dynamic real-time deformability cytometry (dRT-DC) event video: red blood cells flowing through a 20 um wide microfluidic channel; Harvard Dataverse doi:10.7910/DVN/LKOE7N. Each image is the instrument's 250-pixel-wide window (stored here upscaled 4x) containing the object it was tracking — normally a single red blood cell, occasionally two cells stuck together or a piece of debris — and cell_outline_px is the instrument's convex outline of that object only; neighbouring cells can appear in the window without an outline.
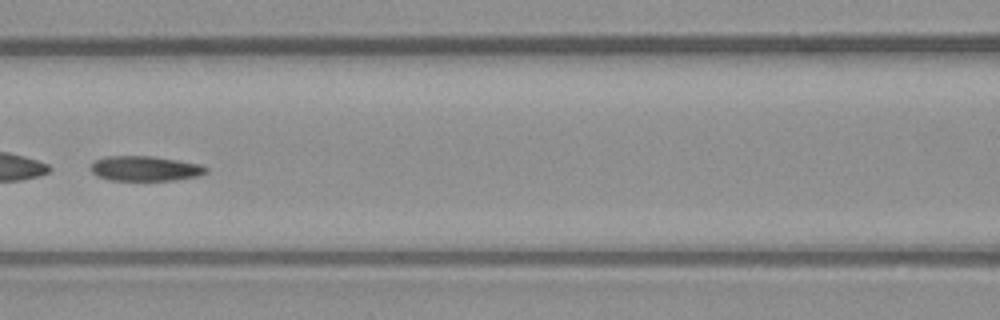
{"species": "common noctule bat (a hibernating species)", "species_latin": "Nyctalus noctula", "temperature_condition": "warm", "stored_images_in_passage": 6, "camera_frame_rate_fps": 3000, "um_per_image_px": 0.085, "animal": {"sex": "male", "body_mass_g": 23.1, "forearm_length_mm": 52.7}, "frame": {"image": 1, "passage_image": 6, "time_ms": 1.667, "image_size_px": [1000, 320], "cell_outline_px": [[208, 172], [200, 176], [172, 180], [108, 180], [96, 176], [92, 172], [92, 164], [96, 160], [104, 156], [152, 156], [200, 164], [208, 168]], "centroid_in_image_um": [12.35, 14.33], "position_along_channel_um": 154.3, "area_um2": 16.76}}